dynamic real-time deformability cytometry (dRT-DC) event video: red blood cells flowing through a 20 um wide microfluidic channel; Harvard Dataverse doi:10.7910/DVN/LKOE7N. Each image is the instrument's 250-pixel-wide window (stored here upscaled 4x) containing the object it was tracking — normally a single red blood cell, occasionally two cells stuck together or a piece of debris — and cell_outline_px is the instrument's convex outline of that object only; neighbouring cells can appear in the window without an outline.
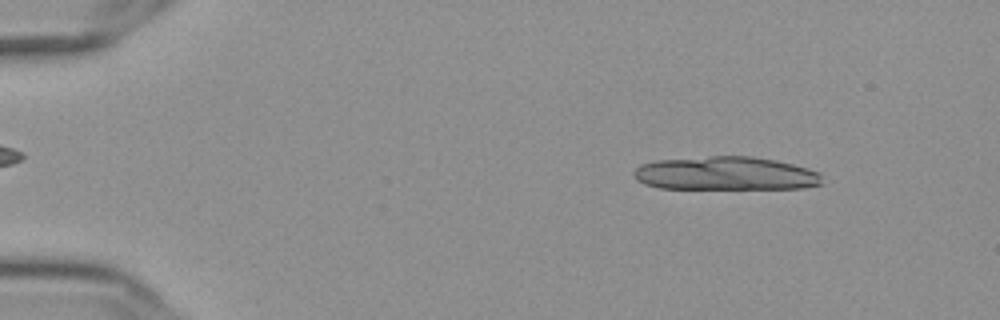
{"species": "Egyptian fruit bat (a non-hibernating species)", "species_latin": "Rousettus aegyptiacus", "temperature_condition": "cold", "stored_images_in_passage": 17, "camera_frame_rate_fps": 3000, "um_per_image_px": 0.085, "frame": {"image": 1, "passage_image": 6, "time_ms": 1.667, "image_size_px": [1000, 320], "cell_outline_px": [[820, 184], [804, 188], [656, 188], [644, 184], [636, 180], [632, 176], [632, 172], [640, 164], [656, 160], [712, 156], [752, 156], [776, 160], [808, 168], [820, 172]], "centroid_in_image_um": [61.62, 14.74], "position_along_channel_um": 23.4, "area_um2": 36.82}}